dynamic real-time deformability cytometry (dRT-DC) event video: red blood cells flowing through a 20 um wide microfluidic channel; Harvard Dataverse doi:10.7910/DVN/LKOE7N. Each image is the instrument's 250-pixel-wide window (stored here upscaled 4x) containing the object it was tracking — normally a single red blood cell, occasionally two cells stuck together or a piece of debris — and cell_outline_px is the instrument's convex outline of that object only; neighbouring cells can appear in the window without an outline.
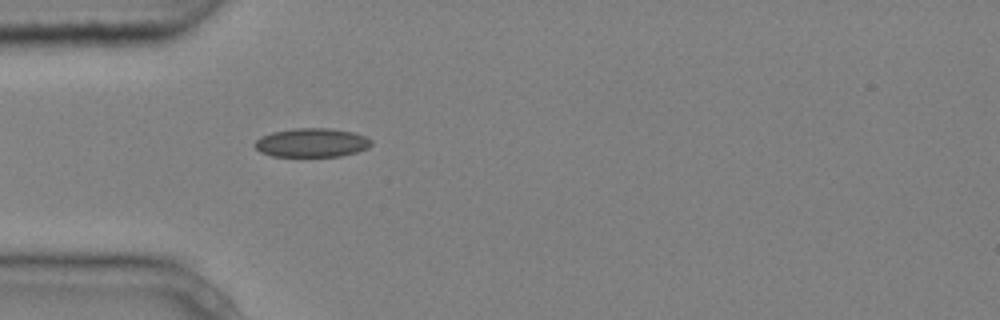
{"species": "common noctule bat (a hibernating species)", "species_latin": "Nyctalus noctula", "temperature_condition": "cold", "stored_images_in_passage": 5, "camera_frame_rate_fps": 3000, "um_per_image_px": 0.085, "animal": {"sex": "male", "body_mass_g": 20.4}, "frame": {"image": 1, "passage_image": 5, "time_ms": 1.333, "image_size_px": [1000, 320], "cell_outline_px": [[372, 144], [368, 148], [356, 152], [340, 156], [272, 156], [260, 152], [252, 144], [260, 136], [272, 132], [296, 128], [328, 128], [352, 132], [364, 136], [372, 140]], "centroid_in_image_um": [26.47, 12.13], "position_along_channel_um": 58.5, "area_um2": 19.59}}